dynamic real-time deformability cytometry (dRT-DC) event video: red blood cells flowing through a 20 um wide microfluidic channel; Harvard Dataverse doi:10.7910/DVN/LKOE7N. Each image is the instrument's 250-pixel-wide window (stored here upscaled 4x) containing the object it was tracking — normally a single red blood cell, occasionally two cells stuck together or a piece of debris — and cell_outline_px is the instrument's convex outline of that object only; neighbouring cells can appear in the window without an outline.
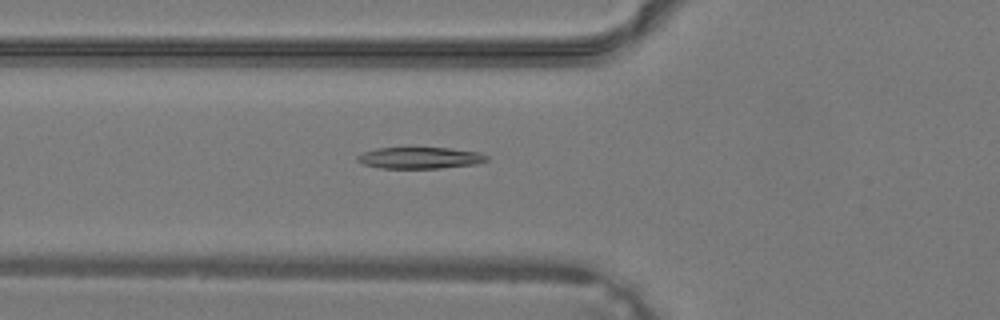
{"species": "common noctule bat (a hibernating species)", "species_latin": "Nyctalus noctula", "temperature_condition": "warm", "stored_images_in_passage": 39, "camera_frame_rate_fps": 3000, "um_per_image_px": 0.085, "animal": {"sex": "male", "body_mass_g": 19.2, "forearm_length_mm": 51.8}, "frame": {"image": 1, "passage_image": 15, "time_ms": 4.667, "image_size_px": [1000, 320], "cell_outline_px": [[488, 160], [476, 164], [440, 168], [380, 168], [364, 164], [356, 160], [356, 156], [364, 152], [376, 148], [448, 148], [480, 152], [488, 156]], "centroid_in_image_um": [35.7, 13.42], "position_along_channel_um": 90.1, "area_um2": 16.13}}
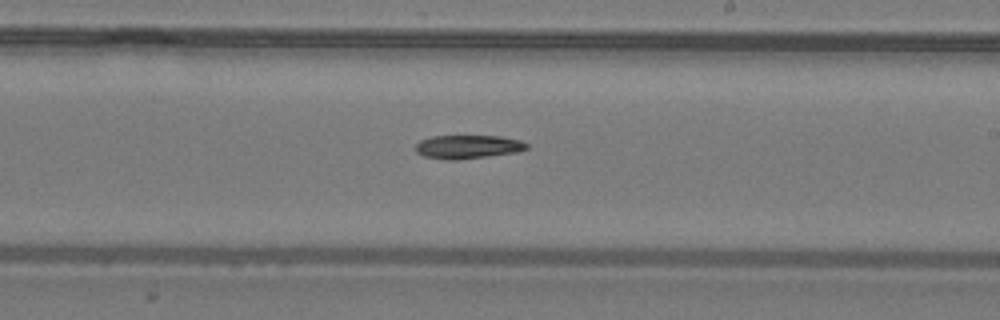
{"frame": {"image": 2, "passage_image": 24, "time_ms": 7.667, "image_size_px": [1000, 320], "cell_outline_px": [[528, 148], [516, 152], [488, 156], [456, 160], [448, 160], [424, 156], [416, 152], [416, 144], [420, 140], [432, 136], [500, 136], [520, 140], [528, 144]], "centroid_in_image_um": [39.76, 12.47], "position_along_channel_um": 249.2, "area_um2": 15.2}}
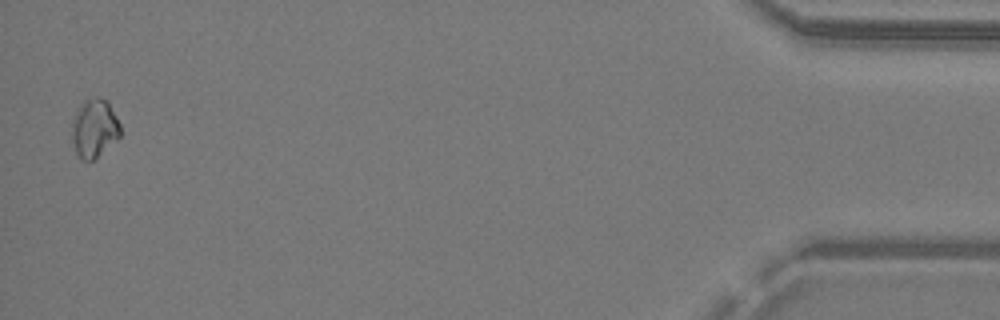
{"frame": {"image": 3, "passage_image": 39, "time_ms": 12.667, "image_size_px": [1000, 320], "cell_outline_px": [[120, 136], [116, 140], [92, 160], [80, 160], [76, 152], [72, 140], [72, 120], [80, 104], [84, 100], [96, 96], [100, 96], [108, 100], [120, 124]], "centroid_in_image_um": [8.01, 10.86], "position_along_channel_um": 427.2, "area_um2": 16.53}}